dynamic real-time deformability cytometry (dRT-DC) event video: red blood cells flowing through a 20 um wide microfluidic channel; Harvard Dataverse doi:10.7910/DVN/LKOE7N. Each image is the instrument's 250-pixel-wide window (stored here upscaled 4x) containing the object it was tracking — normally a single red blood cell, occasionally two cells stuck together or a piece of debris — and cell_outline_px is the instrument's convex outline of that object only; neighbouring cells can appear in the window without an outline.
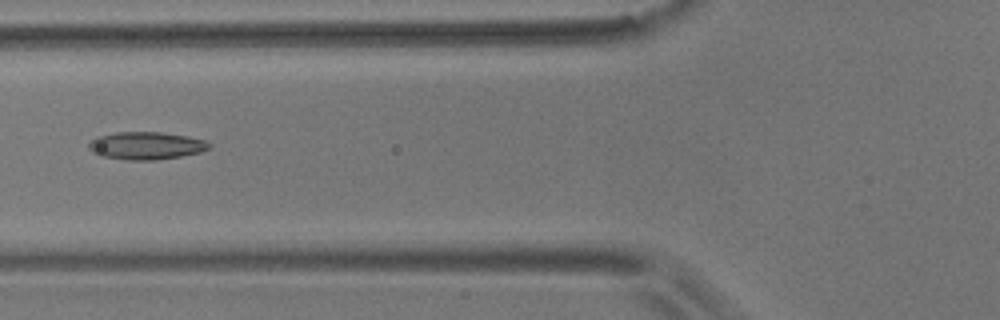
{"species": "common noctule bat (a hibernating species)", "species_latin": "Nyctalus noctula", "temperature_condition": "room temperature", "stored_images_in_passage": 7, "camera_frame_rate_fps": 3000, "um_per_image_px": 0.085, "animal": {"sex": "male", "body_mass_g": 17.9}, "frame": {"image": 1, "passage_image": 5, "time_ms": 5.667, "image_size_px": [1000, 320], "cell_outline_px": [[212, 148], [200, 152], [180, 156], [156, 160], [128, 160], [100, 156], [92, 152], [88, 148], [88, 144], [96, 136], [116, 132], [160, 132], [188, 136], [204, 140], [212, 144]], "centroid_in_image_um": [12.42, 12.38], "position_along_channel_um": 113.4, "area_um2": 19.54}}
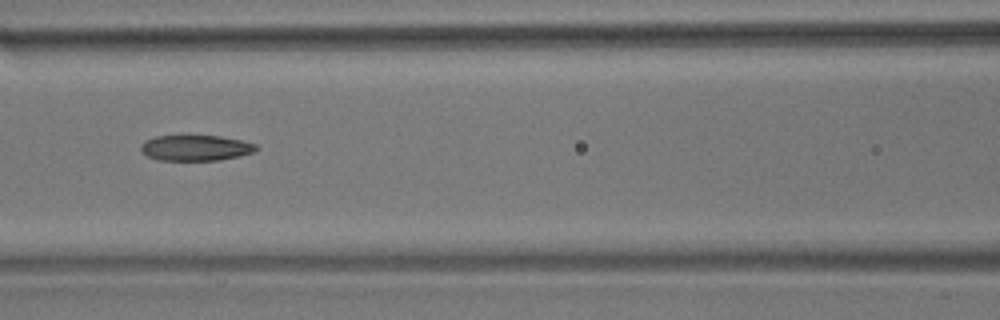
{"frame": {"image": 2, "passage_image": 6, "time_ms": 6.667, "image_size_px": [1000, 320], "cell_outline_px": [[260, 148], [252, 152], [240, 156], [220, 160], [156, 160], [148, 156], [140, 148], [140, 144], [144, 140], [156, 136], [220, 136], [240, 140], [256, 144]], "centroid_in_image_um": [16.63, 12.57], "position_along_channel_um": 150.0, "area_um2": 17.22}}
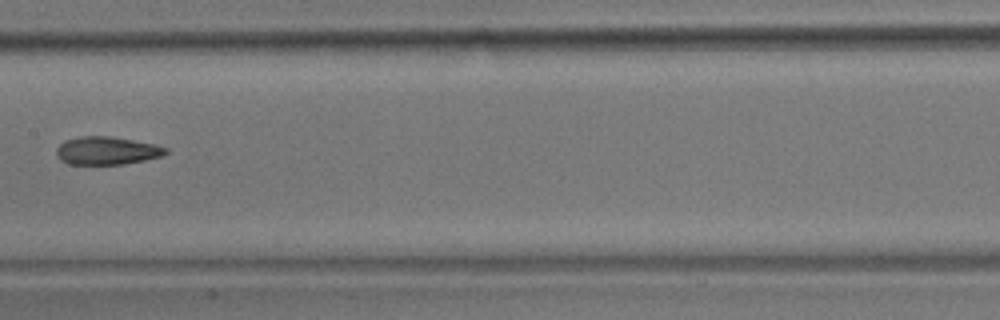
{"frame": {"image": 3, "passage_image": 7, "time_ms": 8.0, "image_size_px": [1000, 320], "cell_outline_px": [[168, 152], [160, 156], [144, 160], [124, 164], [68, 164], [60, 160], [56, 156], [56, 148], [64, 140], [80, 136], [108, 136], [132, 140], [152, 144], [168, 148]], "centroid_in_image_um": [9.02, 12.81], "position_along_channel_um": 198.4, "area_um2": 17.74}}